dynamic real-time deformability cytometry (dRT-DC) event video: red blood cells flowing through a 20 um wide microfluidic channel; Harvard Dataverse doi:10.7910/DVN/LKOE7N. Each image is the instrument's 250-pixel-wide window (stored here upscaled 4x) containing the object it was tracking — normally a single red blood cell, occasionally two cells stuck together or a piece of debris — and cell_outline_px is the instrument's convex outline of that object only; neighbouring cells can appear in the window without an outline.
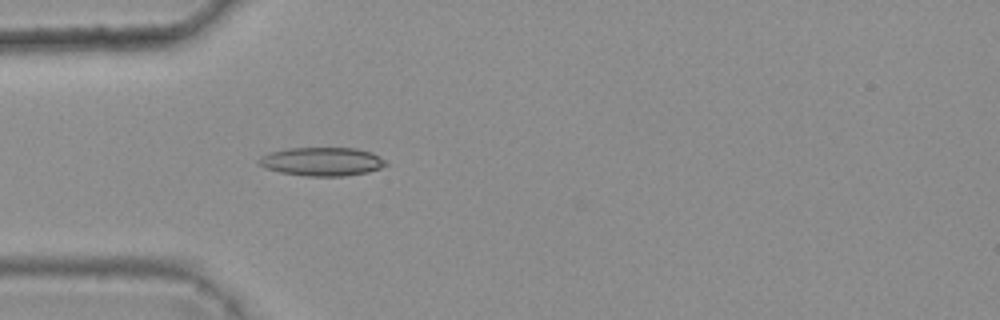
{"species": "common noctule bat (a hibernating species)", "species_latin": "Nyctalus noctula", "temperature_condition": "warm", "stored_images_in_passage": 4, "camera_frame_rate_fps": 3000, "um_per_image_px": 0.085, "animal": {"sex": "female", "body_mass_g": 25.1}, "frame": {"image": 1, "passage_image": 4, "time_ms": 1.0, "image_size_px": [1000, 320], "cell_outline_px": [[388, 164], [380, 168], [368, 172], [344, 176], [308, 176], [280, 172], [264, 168], [256, 160], [272, 152], [288, 148], [356, 148], [372, 152], [380, 156]], "centroid_in_image_um": [27.4, 13.73], "position_along_channel_um": 57.6, "area_um2": 21.04}}